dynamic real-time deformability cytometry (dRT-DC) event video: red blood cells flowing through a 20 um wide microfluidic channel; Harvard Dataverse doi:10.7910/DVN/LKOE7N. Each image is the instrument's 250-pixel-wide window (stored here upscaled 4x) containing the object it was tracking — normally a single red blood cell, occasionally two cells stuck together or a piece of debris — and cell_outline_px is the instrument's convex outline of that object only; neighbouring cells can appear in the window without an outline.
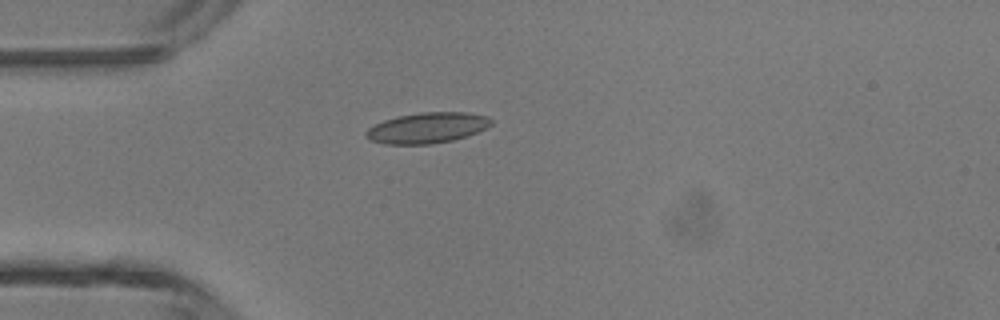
{"species": "common noctule bat (a hibernating species)", "species_latin": "Nyctalus noctula", "temperature_condition": "room temperature", "stored_images_in_passage": 4, "camera_frame_rate_fps": 3000, "um_per_image_px": 0.085, "animal": {"sex": "male", "body_mass_g": 13.3}, "frame": {"image": 1, "passage_image": 4, "time_ms": 1.0, "image_size_px": [1000, 320], "cell_outline_px": [[492, 124], [488, 128], [468, 136], [452, 140], [432, 144], [384, 144], [368, 140], [364, 136], [364, 132], [368, 128], [384, 120], [396, 116], [420, 112], [468, 112], [488, 116], [492, 120]], "centroid_in_image_um": [36.31, 10.87], "position_along_channel_um": 48.7, "area_um2": 22.72}}